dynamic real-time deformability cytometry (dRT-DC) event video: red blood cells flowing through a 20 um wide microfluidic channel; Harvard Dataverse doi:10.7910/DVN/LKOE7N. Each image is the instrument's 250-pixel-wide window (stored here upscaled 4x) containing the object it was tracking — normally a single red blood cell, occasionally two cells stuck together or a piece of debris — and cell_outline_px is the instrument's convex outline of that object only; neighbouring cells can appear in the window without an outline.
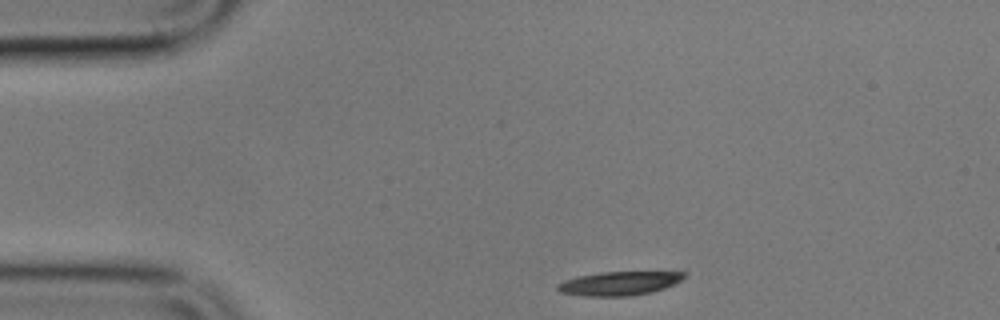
{"species": "common noctule bat (a hibernating species)", "species_latin": "Nyctalus noctula", "temperature_condition": "cold", "stored_images_in_passage": 2, "camera_frame_rate_fps": 3000, "um_per_image_px": 0.085, "animal": {"sex": "male", "body_mass_g": 17.9}, "frame": {"image": 1, "passage_image": 1, "time_ms": 0.0, "image_size_px": [1000, 320], "cell_outline_px": [[688, 272], [680, 280], [664, 288], [652, 292], [632, 296], [584, 296], [560, 292], [556, 288], [556, 284], [564, 280], [580, 276], [600, 272]], "centroid_in_image_um": [52.59, 24.09], "position_along_channel_um": 32.4, "area_um2": 17.46}}